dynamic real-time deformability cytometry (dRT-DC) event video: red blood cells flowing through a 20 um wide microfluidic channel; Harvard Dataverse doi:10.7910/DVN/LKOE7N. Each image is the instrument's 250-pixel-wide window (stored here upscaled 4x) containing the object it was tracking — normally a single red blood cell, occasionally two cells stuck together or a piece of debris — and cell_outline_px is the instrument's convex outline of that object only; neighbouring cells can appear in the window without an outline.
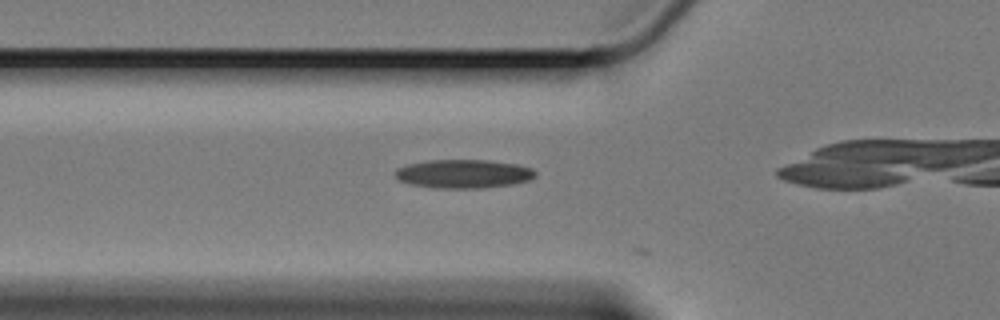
{"species": "Egyptian fruit bat (a non-hibernating species)", "species_latin": "Rousettus aegyptiacus", "temperature_condition": "cold", "stored_images_in_passage": 9, "camera_frame_rate_fps": 3000, "um_per_image_px": 0.085, "animal": {"sex": "female"}, "frame": {"image": 1, "passage_image": 4, "time_ms": 1.0, "image_size_px": [1000, 320], "cell_outline_px": [[536, 176], [528, 180], [512, 184], [480, 188], [432, 188], [412, 184], [400, 180], [396, 176], [396, 172], [400, 168], [408, 164], [428, 160], [488, 160], [516, 164], [532, 168], [536, 172]], "centroid_in_image_um": [39.43, 14.77], "position_along_channel_um": 86.4, "area_um2": 23.18}}
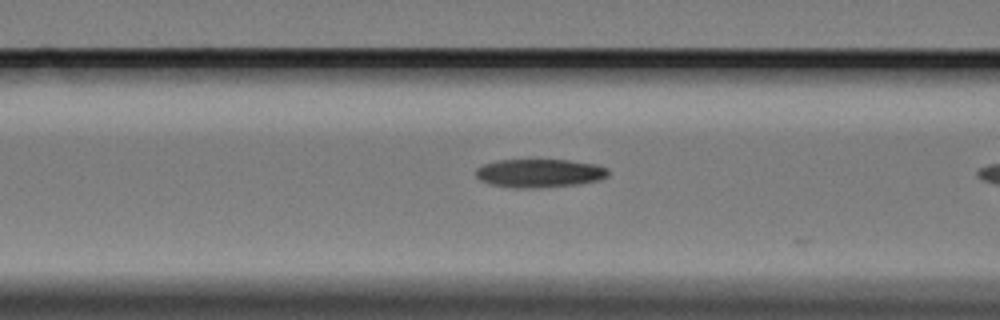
{"frame": {"image": 2, "passage_image": 7, "time_ms": 2.0, "image_size_px": [1000, 320], "cell_outline_px": [[608, 176], [600, 180], [576, 184], [528, 188], [516, 188], [492, 184], [480, 180], [476, 176], [476, 168], [484, 164], [496, 160], [568, 160], [596, 164], [608, 168]], "centroid_in_image_um": [45.86, 14.71], "position_along_channel_um": 120.7, "area_um2": 21.79}}